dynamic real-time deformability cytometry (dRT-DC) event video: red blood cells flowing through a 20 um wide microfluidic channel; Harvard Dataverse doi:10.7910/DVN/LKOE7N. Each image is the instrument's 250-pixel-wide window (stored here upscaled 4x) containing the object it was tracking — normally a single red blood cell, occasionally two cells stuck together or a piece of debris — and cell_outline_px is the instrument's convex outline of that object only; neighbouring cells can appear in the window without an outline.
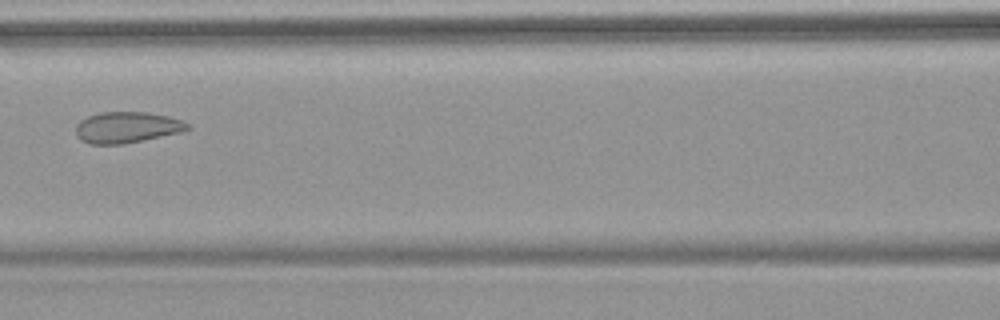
{"species": "common noctule bat (a hibernating species)", "species_latin": "Nyctalus noctula", "temperature_condition": "warm", "stored_images_in_passage": 6, "camera_frame_rate_fps": 3000, "um_per_image_px": 0.085, "animal": {"sex": "female", "body_mass_g": 18.4}, "frame": {"image": 1, "passage_image": 6, "time_ms": 6.0, "image_size_px": [1000, 320], "cell_outline_px": [[192, 128], [180, 132], [124, 144], [88, 144], [80, 140], [76, 136], [76, 124], [80, 120], [88, 116], [100, 112], [148, 112], [168, 116], [184, 120], [192, 124]], "centroid_in_image_um": [10.8, 10.82], "position_along_channel_um": 155.8, "area_um2": 20.52}}